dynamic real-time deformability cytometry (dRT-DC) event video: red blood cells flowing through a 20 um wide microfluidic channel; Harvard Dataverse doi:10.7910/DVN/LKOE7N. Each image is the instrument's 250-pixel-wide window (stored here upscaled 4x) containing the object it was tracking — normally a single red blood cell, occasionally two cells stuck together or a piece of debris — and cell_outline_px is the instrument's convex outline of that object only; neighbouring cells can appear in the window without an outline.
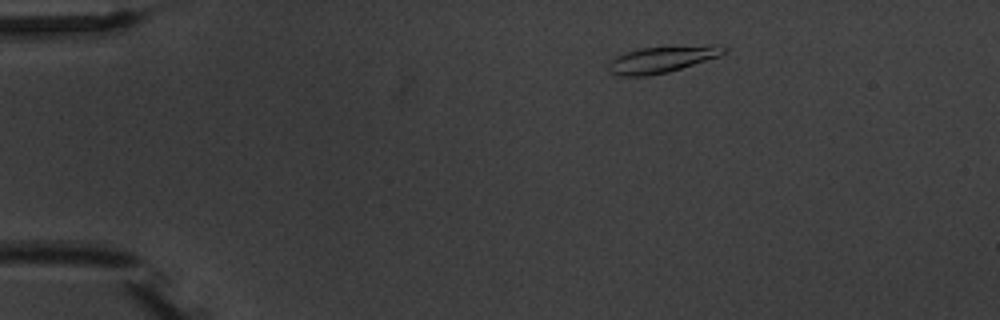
{"species": "common noctule bat (a hibernating species)", "species_latin": "Nyctalus noctula", "temperature_condition": "warm", "stored_images_in_passage": 3, "camera_frame_rate_fps": 3000, "um_per_image_px": 0.085, "animal": {"sex": "male", "body_mass_g": 20.1, "forearm_length_mm": 53.5}, "frame": {"image": 1, "passage_image": 1, "time_ms": 0.0, "image_size_px": [1000, 320], "cell_outline_px": [[728, 48], [720, 56], [668, 72], [644, 76], [616, 76], [608, 68], [608, 64], [616, 56], [640, 48], [712, 44], [720, 44]], "centroid_in_image_um": [56.32, 5.03], "position_along_channel_um": 28.7, "area_um2": 17.8}}